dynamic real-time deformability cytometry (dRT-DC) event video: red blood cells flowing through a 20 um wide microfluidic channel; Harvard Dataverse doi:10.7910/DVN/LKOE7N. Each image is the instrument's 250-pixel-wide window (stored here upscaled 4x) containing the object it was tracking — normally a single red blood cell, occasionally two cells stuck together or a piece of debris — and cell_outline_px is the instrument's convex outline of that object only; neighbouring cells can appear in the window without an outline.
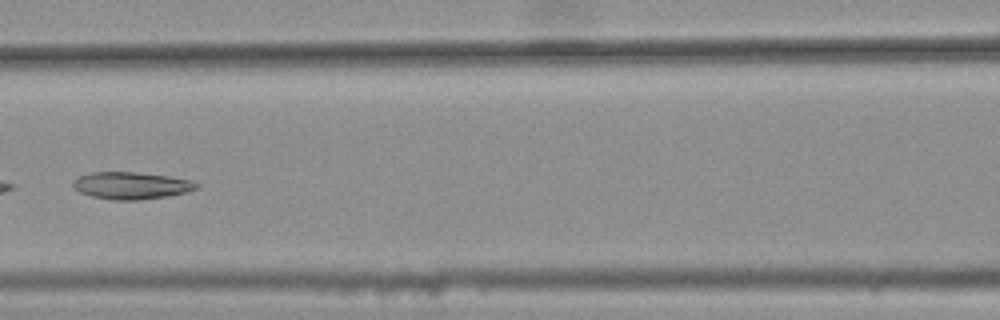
{"species": "common noctule bat (a hibernating species)", "species_latin": "Nyctalus noctula", "temperature_condition": "warm", "stored_images_in_passage": 5, "camera_frame_rate_fps": 3000, "um_per_image_px": 0.085, "animal": {"sex": "female", "body_mass_g": 25.1}, "frame": {"image": 1, "passage_image": 5, "time_ms": 1.333, "image_size_px": [1000, 320], "cell_outline_px": [[200, 188], [168, 196], [140, 200], [112, 200], [92, 196], [80, 192], [72, 184], [80, 176], [92, 172], [136, 172], [168, 176], [188, 180], [200, 184]], "centroid_in_image_um": [11.19, 15.77], "position_along_channel_um": 155.4, "area_um2": 19.31}}